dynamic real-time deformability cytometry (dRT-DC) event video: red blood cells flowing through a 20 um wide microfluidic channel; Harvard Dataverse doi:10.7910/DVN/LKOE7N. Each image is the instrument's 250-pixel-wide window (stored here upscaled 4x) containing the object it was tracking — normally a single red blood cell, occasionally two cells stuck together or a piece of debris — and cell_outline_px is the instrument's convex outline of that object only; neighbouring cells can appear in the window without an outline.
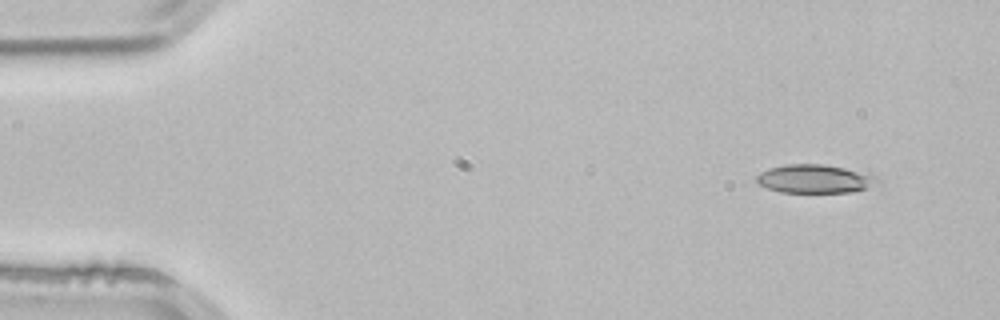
{"species": "common noctule bat (a hibernating species)", "species_latin": "Nyctalus noctula", "temperature_condition": "room temperature", "stored_images_in_passage": 3, "segment_of_instrument_passage": [2, 2], "camera_frame_rate_fps": 3000, "um_per_image_px": 0.085, "animal": {"sex": "male", "body_mass_g": 21.5, "forearm_length_mm": 52.0}, "frame": {"image": 1, "passage_image": 3, "time_ms": 0.667, "image_size_px": [1000, 320], "cell_outline_px": [[880, 180], [864, 188], [852, 192], [780, 192], [768, 188], [760, 184], [756, 180], [756, 176], [760, 172], [768, 168], [784, 164], [820, 164], [844, 168], [876, 176]], "centroid_in_image_um": [69.18, 15.19], "position_along_channel_um": 15.8, "area_um2": 19.71}}